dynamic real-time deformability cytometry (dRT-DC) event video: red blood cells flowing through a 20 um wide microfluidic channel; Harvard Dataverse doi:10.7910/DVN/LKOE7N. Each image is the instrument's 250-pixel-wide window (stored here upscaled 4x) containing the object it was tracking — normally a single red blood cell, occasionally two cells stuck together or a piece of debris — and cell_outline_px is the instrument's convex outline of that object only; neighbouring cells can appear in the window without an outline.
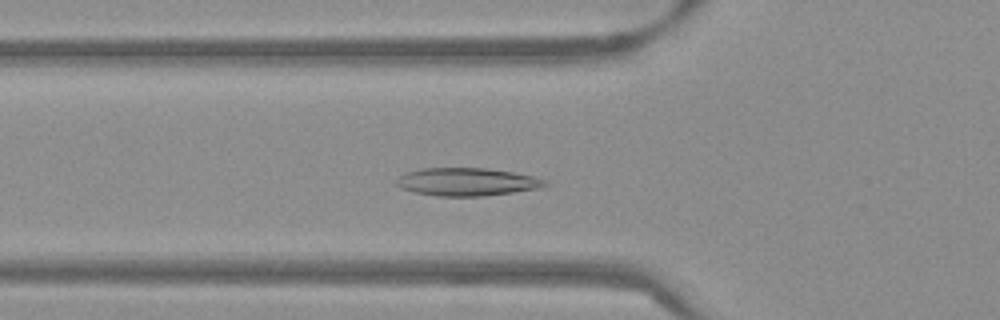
{"species": "Egyptian fruit bat (a non-hibernating species)", "species_latin": "Rousettus aegyptiacus", "temperature_condition": "warm", "stored_images_in_passage": 53, "camera_frame_rate_fps": 3000, "um_per_image_px": 0.085, "frame": {"image": 1, "passage_image": 18, "time_ms": 5.667, "image_size_px": [1000, 320], "cell_outline_px": [[552, 184], [544, 188], [484, 196], [440, 196], [416, 192], [400, 188], [396, 184], [396, 180], [400, 176], [408, 172], [420, 168], [484, 168], [512, 172], [532, 176], [548, 180]], "centroid_in_image_um": [39.77, 15.46], "position_along_channel_um": 86.0, "area_um2": 24.28}}
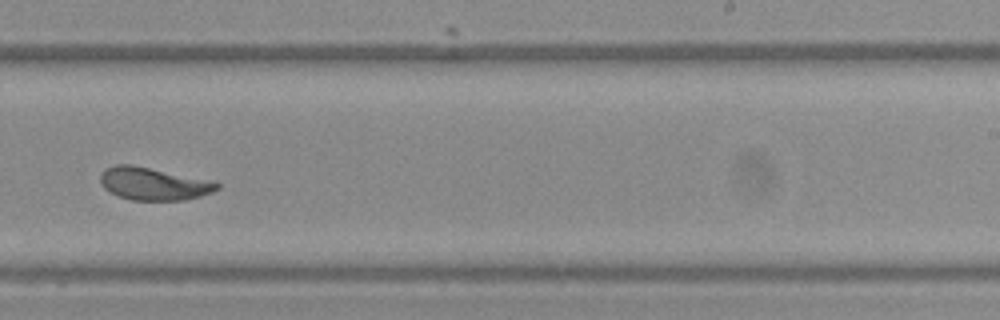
{"frame": {"image": 2, "passage_image": 33, "time_ms": 10.667, "image_size_px": [1000, 320], "cell_outline_px": [[220, 188], [212, 192], [200, 196], [184, 200], [132, 200], [120, 196], [104, 188], [100, 184], [100, 172], [104, 168], [116, 164], [132, 164], [220, 184]], "centroid_in_image_um": [12.95, 15.62], "position_along_channel_um": 276.0, "area_um2": 21.68}}
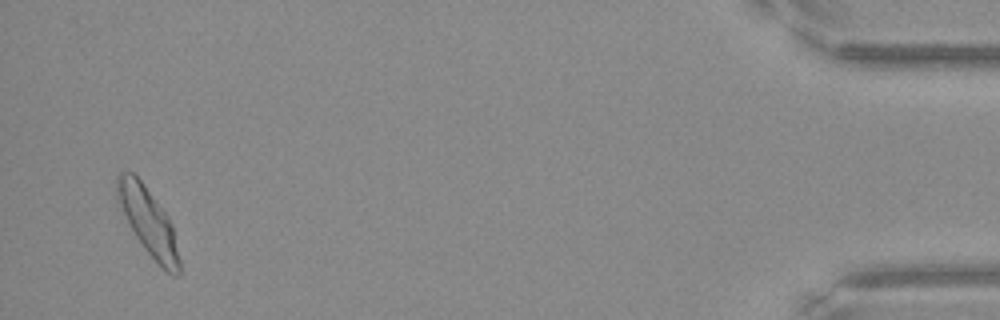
{"frame": {"image": 3, "passage_image": 51, "time_ms": 16.667, "image_size_px": [1000, 320], "cell_outline_px": [[180, 276], [176, 276], [168, 272], [144, 248], [136, 236], [116, 200], [116, 176], [120, 172], [132, 172], [140, 180], [168, 216], [172, 224], [180, 260]], "centroid_in_image_um": [12.59, 18.81], "position_along_channel_um": 422.6, "area_um2": 23.87}, "authors_computed_cell_mechanics": {"area_um2": 22.9466, "velocity_mm_per_s": 3.7881, "shape_relaxation_time_tau1_ms": 4.9981, "shape_relaxation_time_tau2_ms": 1.0388, "deformation_change_tau1": 0.161, "deformation_change_tau2": 0.07}}